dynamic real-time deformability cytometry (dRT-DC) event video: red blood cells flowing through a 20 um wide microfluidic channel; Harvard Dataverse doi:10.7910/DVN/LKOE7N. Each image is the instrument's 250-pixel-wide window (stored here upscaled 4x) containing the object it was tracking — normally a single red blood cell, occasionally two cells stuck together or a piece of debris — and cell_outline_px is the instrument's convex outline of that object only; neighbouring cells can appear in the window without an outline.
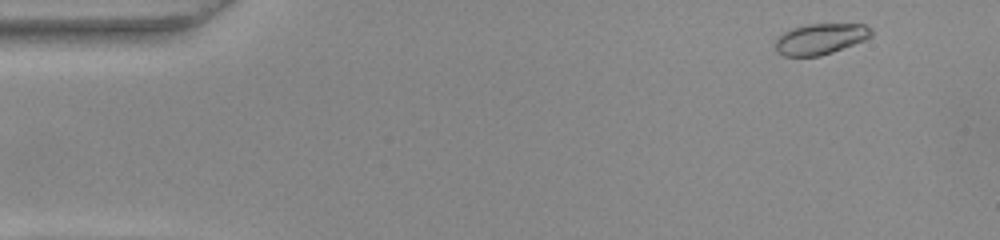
{"species": "common noctule bat (a hibernating species)", "species_latin": "Nyctalus noctula", "temperature_condition": "warm", "stored_images_in_passage": 51, "camera_frame_rate_fps": 3000, "um_per_image_px": 0.085, "animal": {"sex": "female", "body_mass_g": 22.0, "forearm_length_mm": 56.7}, "frame": {"image": 1, "passage_image": 2, "time_ms": 0.333, "image_size_px": [1000, 240], "cell_outline_px": [[872, 36], [864, 40], [832, 52], [820, 56], [784, 56], [776, 52], [776, 40], [784, 32], [792, 28], [808, 24], [864, 24], [872, 28]], "centroid_in_image_um": [69.74, 3.3], "position_along_channel_um": 15.3, "area_um2": 17.17}}
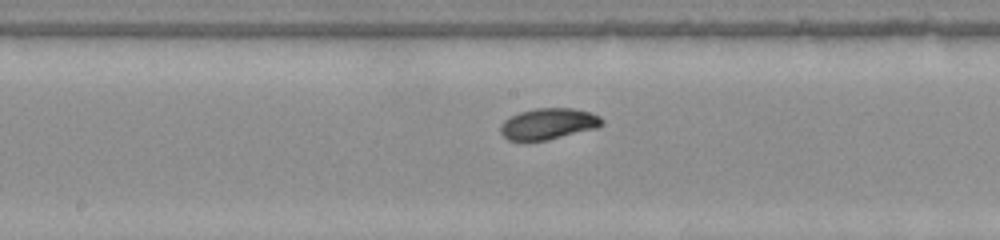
{"frame": {"image": 2, "passage_image": 25, "time_ms": 8.0, "image_size_px": [1000, 240], "cell_outline_px": [[604, 124], [596, 128], [548, 140], [508, 140], [500, 132], [500, 124], [504, 120], [520, 112], [536, 108], [572, 108], [588, 112], [600, 116], [604, 120]], "centroid_in_image_um": [46.62, 10.52], "position_along_channel_um": 201.6, "area_um2": 18.32}}
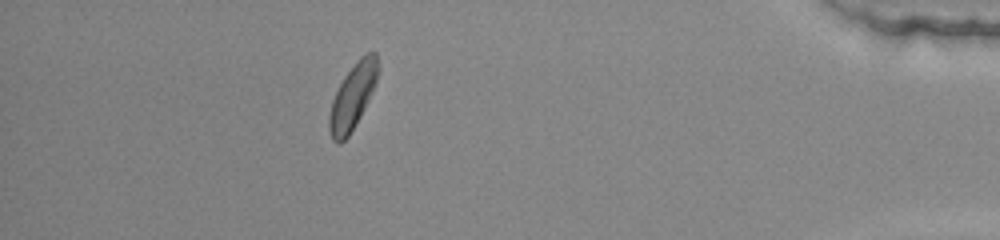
{"frame": {"image": 3, "passage_image": 45, "time_ms": 14.667, "image_size_px": [1000, 240], "cell_outline_px": [[380, 68], [376, 80], [364, 108], [360, 116], [348, 136], [340, 144], [336, 144], [332, 140], [328, 128], [328, 116], [332, 100], [344, 76], [360, 56], [364, 52], [376, 52], [380, 64]], "centroid_in_image_um": [29.97, 8.18], "position_along_channel_um": 405.2, "area_um2": 18.55}, "authors_computed_cell_mechanics": {"area_um2": 18.1492, "velocity_mm_per_s": 3.8269, "shape_relaxation_time_tau1_ms": 2.843, "shape_relaxation_time_tau2_ms": 4.7717, "deformation_change_tau1": 0.1378, "deformation_change_tau2": 0.0749}}